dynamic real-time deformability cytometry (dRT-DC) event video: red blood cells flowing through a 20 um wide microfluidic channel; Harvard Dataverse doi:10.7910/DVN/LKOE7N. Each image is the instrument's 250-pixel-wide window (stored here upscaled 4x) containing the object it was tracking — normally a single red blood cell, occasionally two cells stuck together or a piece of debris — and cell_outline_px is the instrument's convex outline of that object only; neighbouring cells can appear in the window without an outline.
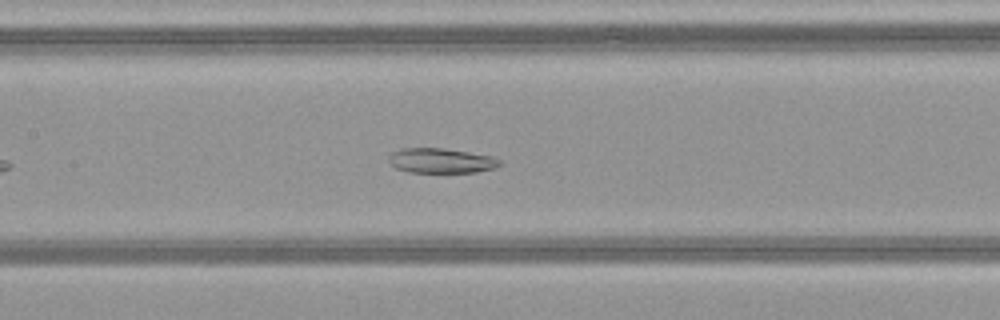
{"species": "common noctule bat (a hibernating species)", "species_latin": "Nyctalus noctula", "temperature_condition": "warm", "stored_images_in_passage": 40, "camera_frame_rate_fps": 3000, "um_per_image_px": 0.085, "animal": {"sex": "female", "body_mass_g": 21.9}, "frame": {"image": 1, "passage_image": 13, "time_ms": 4.0, "image_size_px": [1000, 320], "cell_outline_px": [[500, 164], [496, 168], [476, 172], [408, 172], [396, 168], [388, 164], [388, 156], [392, 152], [400, 148], [444, 148], [492, 156], [500, 160]], "centroid_in_image_um": [37.44, 13.65], "position_along_channel_um": 170.0, "area_um2": 16.18}}
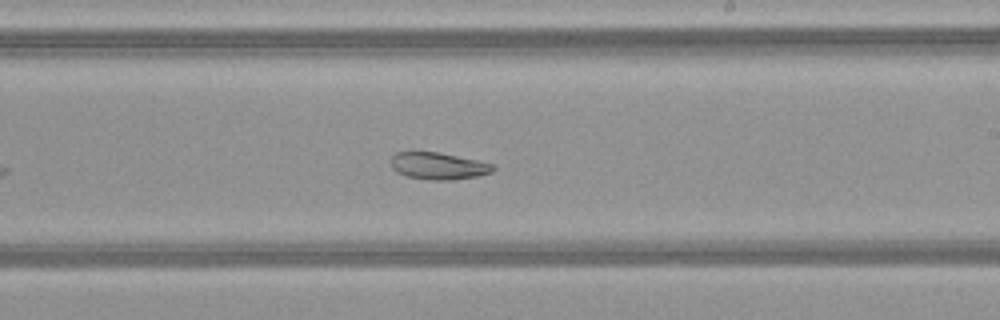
{"frame": {"image": 2, "passage_image": 19, "time_ms": 6.0, "image_size_px": [1000, 320], "cell_outline_px": [[496, 168], [492, 172], [480, 176], [452, 180], [432, 180], [408, 176], [396, 172], [392, 168], [392, 156], [396, 152], [440, 152], [496, 164]], "centroid_in_image_um": [37.32, 14.1], "position_along_channel_um": 251.7, "area_um2": 16.18}}
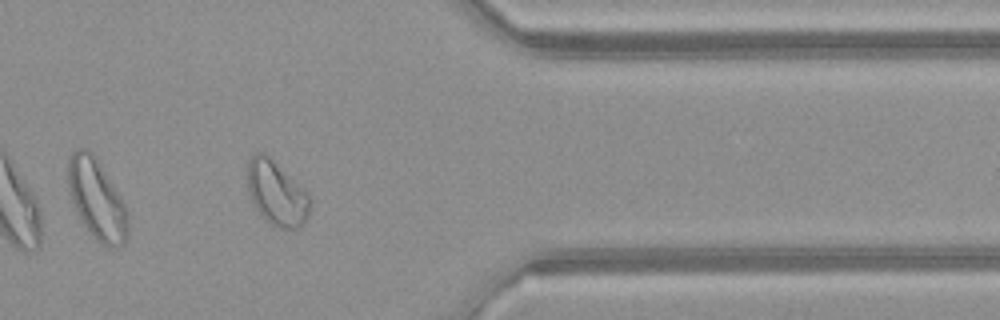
{"frame": {"image": 3, "passage_image": 30, "time_ms": 9.667, "image_size_px": [1000, 320], "cell_outline_px": [[312, 200], [308, 216], [304, 224], [300, 228], [280, 228], [272, 224], [256, 208], [248, 192], [248, 160], [256, 152], [268, 152], [308, 192]], "centroid_in_image_um": [23.55, 16.36], "position_along_channel_um": 387.8, "area_um2": 23.87}}